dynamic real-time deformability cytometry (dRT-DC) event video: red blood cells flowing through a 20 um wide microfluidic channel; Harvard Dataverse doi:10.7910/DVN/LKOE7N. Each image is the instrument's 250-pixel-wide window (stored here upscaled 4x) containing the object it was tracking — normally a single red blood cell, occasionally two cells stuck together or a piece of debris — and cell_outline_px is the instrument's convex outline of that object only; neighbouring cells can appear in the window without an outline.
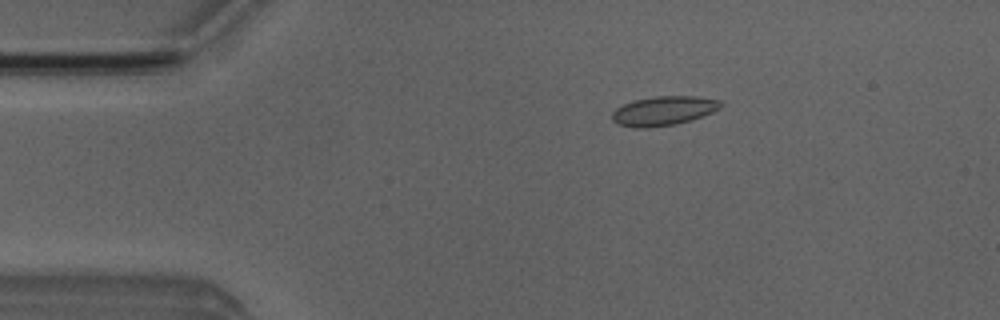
{"species": "Egyptian fruit bat (a non-hibernating species)", "species_latin": "Rousettus aegyptiacus", "temperature_condition": "room temperature", "stored_images_in_passage": 5, "camera_frame_rate_fps": 3000, "um_per_image_px": 0.085, "animal": {"sex": "male"}, "frame": {"image": 1, "passage_image": 2, "time_ms": 1.0, "image_size_px": [1000, 320], "cell_outline_px": [[724, 104], [720, 108], [712, 112], [676, 124], [648, 128], [636, 128], [616, 124], [612, 120], [612, 112], [616, 108], [632, 100], [656, 96], [696, 96], [720, 100]], "centroid_in_image_um": [56.37, 9.41], "position_along_channel_um": 28.6, "area_um2": 18.55}}